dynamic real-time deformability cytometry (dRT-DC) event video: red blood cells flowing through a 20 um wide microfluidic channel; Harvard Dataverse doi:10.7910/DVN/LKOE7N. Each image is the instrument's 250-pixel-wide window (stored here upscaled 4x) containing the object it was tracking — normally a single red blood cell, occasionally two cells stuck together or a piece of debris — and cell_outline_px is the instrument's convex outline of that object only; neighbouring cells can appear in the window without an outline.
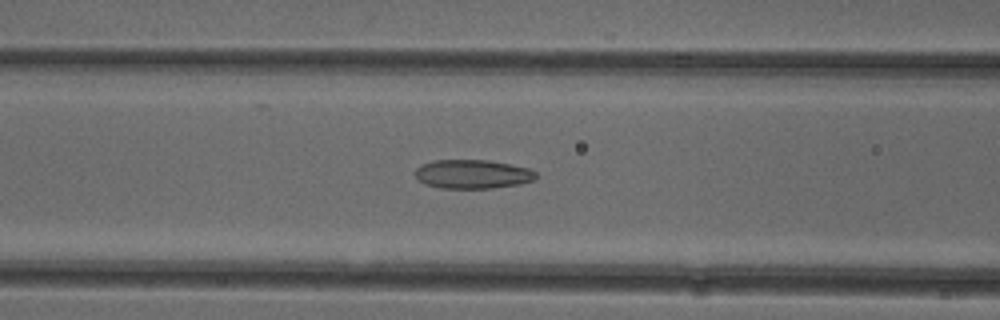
{"species": "common noctule bat (a hibernating species)", "species_latin": "Nyctalus noctula", "temperature_condition": "cold", "stored_images_in_passage": 52, "camera_frame_rate_fps": 3000, "um_per_image_px": 0.085, "animal": {"sex": "female"}, "frame": {"image": 1, "passage_image": 21, "time_ms": 6.667, "image_size_px": [1000, 320], "cell_outline_px": [[536, 176], [532, 180], [520, 184], [492, 188], [440, 188], [424, 184], [416, 176], [416, 168], [420, 164], [436, 160], [488, 160], [512, 164], [528, 168], [536, 172]], "centroid_in_image_um": [40.16, 14.79], "position_along_channel_um": 126.4, "area_um2": 20.35}}
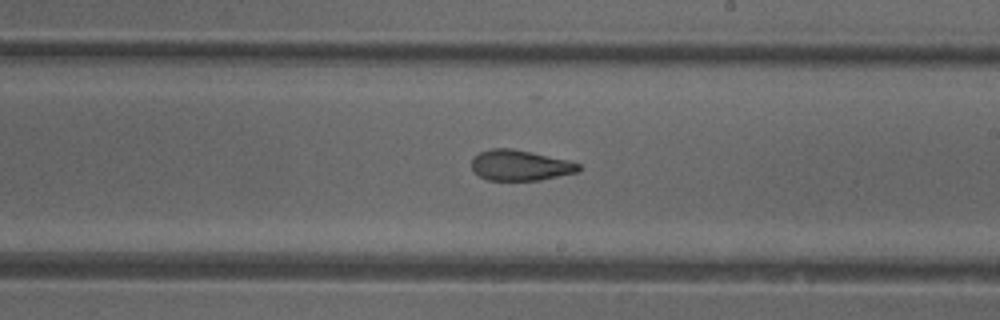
{"frame": {"image": 2, "passage_image": 30, "time_ms": 9.667, "image_size_px": [1000, 320], "cell_outline_px": [[580, 168], [576, 172], [540, 180], [488, 180], [480, 176], [472, 168], [472, 160], [480, 152], [492, 148], [512, 148], [532, 152], [568, 160], [580, 164]], "centroid_in_image_um": [44.21, 14.04], "position_along_channel_um": 244.8, "area_um2": 18.84}}
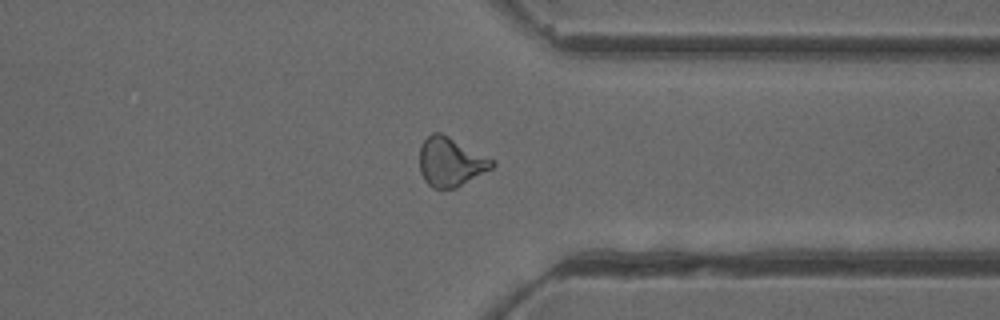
{"frame": {"image": 3, "passage_image": 40, "time_ms": 13.0, "image_size_px": [1000, 320], "cell_outline_px": [[496, 164], [492, 168], [456, 188], [432, 188], [424, 180], [420, 172], [420, 144], [432, 132], [440, 132], [496, 160]], "centroid_in_image_um": [38.31, 13.76], "position_along_channel_um": 373.1, "area_um2": 20.75}, "authors_computed_cell_mechanics": {"area_um2": 20.7502, "velocity_mm_per_s": 3.9376, "shape_relaxation_time_tau1_ms": null, "shape_relaxation_time_tau2_ms": 2.3043, "deformation_change_tau1": null, "deformation_change_tau2": 0.1051}}